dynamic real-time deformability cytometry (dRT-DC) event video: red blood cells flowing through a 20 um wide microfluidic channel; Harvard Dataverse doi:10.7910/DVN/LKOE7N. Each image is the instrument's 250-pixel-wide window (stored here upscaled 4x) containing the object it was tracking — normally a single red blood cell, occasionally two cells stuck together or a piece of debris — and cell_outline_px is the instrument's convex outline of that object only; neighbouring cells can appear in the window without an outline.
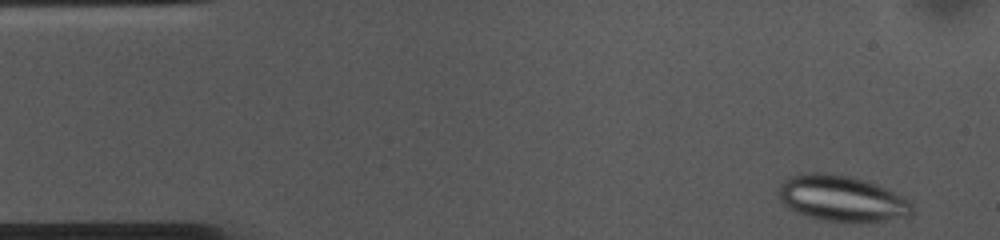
{"species": "common noctule bat (a hibernating species)", "species_latin": "Nyctalus noctula", "temperature_condition": "cold", "stored_images_in_passage": 44, "camera_frame_rate_fps": 3000, "um_per_image_px": 0.085, "animal": {"sex": "female", "body_mass_g": 10.0, "forearm_length_mm": 53.1}, "frame": {"image": 1, "passage_image": 1, "time_ms": 0.0, "image_size_px": [1000, 240], "cell_outline_px": [[912, 212], [908, 216], [884, 220], [824, 220], [808, 216], [796, 212], [788, 208], [780, 200], [780, 184], [788, 176], [800, 172], [828, 172], [852, 176], [876, 184], [908, 200], [912, 204]], "centroid_in_image_um": [71.48, 16.82], "position_along_channel_um": 13.5, "area_um2": 35.14}}
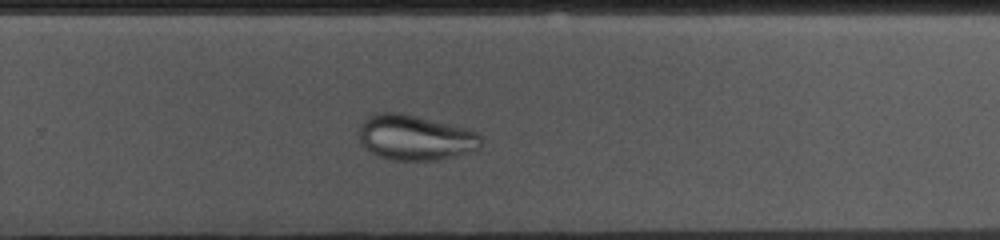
{"frame": {"image": 2, "passage_image": 32, "time_ms": 10.333, "image_size_px": [1000, 240], "cell_outline_px": [[484, 136], [480, 148], [452, 156], [436, 160], [392, 160], [380, 156], [372, 152], [360, 144], [360, 124], [368, 116], [376, 112], [400, 112], [468, 128]], "centroid_in_image_um": [35.3, 11.67], "position_along_channel_um": 294.5, "area_um2": 32.25}}
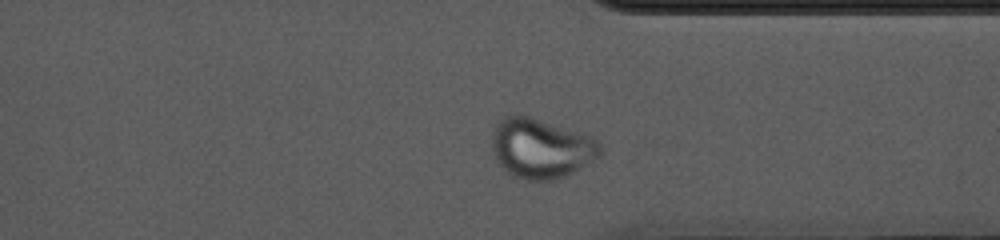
{"frame": {"image": 3, "passage_image": 38, "time_ms": 12.333, "image_size_px": [1000, 240], "cell_outline_px": [[604, 148], [600, 156], [576, 172], [552, 180], [528, 180], [516, 176], [508, 172], [496, 160], [492, 148], [492, 136], [496, 124], [504, 116], [528, 116], [588, 136], [596, 140]], "centroid_in_image_um": [46.0, 12.63], "position_along_channel_um": 365.4, "area_um2": 37.17}}